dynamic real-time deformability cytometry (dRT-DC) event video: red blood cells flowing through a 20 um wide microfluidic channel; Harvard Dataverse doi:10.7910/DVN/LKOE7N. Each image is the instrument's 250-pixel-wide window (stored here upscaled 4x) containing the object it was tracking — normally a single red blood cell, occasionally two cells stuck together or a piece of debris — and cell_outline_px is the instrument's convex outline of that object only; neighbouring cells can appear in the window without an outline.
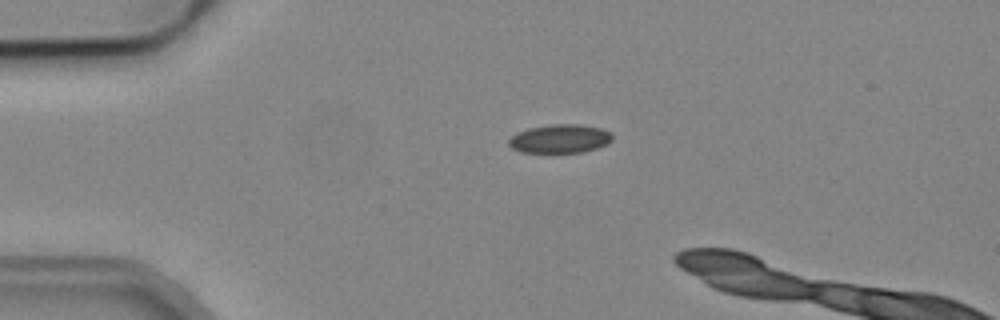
{"species": "common noctule bat (a hibernating species)", "species_latin": "Nyctalus noctula", "temperature_condition": "cold", "stored_images_in_passage": 6, "camera_frame_rate_fps": 3000, "um_per_image_px": 0.085, "animal": {"sex": "male", "body_mass_g": 19.2, "forearm_length_mm": 51.8}, "frame": {"image": 1, "passage_image": 1, "time_ms": 0.0, "image_size_px": [1000, 320], "cell_outline_px": [[612, 140], [608, 144], [584, 152], [552, 156], [520, 152], [512, 148], [508, 144], [508, 140], [512, 136], [528, 128], [552, 124], [580, 124], [600, 128], [612, 132]], "centroid_in_image_um": [47.59, 11.85], "position_along_channel_um": 37.4, "area_um2": 18.21}}